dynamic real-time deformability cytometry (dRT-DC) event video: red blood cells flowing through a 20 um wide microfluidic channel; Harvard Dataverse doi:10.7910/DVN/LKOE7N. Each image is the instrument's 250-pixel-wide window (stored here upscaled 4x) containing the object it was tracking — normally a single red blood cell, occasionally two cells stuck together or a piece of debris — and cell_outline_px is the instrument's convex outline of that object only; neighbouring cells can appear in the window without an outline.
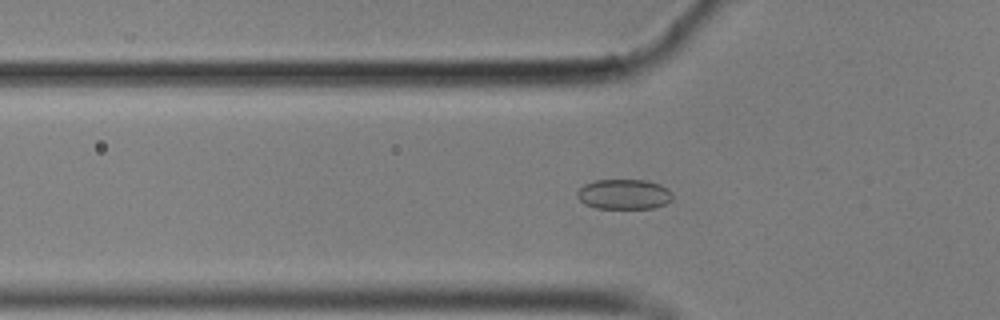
{"species": "common noctule bat (a hibernating species)", "species_latin": "Nyctalus noctula", "temperature_condition": "cold", "stored_images_in_passage": 57, "camera_frame_rate_fps": 3000, "um_per_image_px": 0.085, "animal": {"sex": "male", "body_mass_g": 17.9}, "frame": {"image": 1, "passage_image": 19, "time_ms": 6.0, "image_size_px": [1000, 320], "cell_outline_px": [[672, 200], [656, 208], [596, 208], [584, 204], [576, 196], [576, 192], [584, 184], [596, 180], [648, 180], [660, 184], [668, 188], [672, 192]], "centroid_in_image_um": [53.05, 16.51], "position_along_channel_um": 72.8, "area_um2": 16.88}}
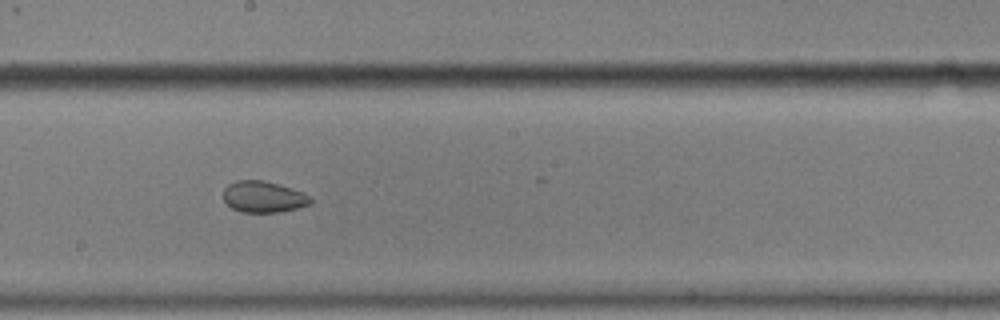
{"frame": {"image": 2, "passage_image": 32, "time_ms": 10.333, "image_size_px": [1000, 320], "cell_outline_px": [[312, 200], [308, 204], [296, 208], [280, 212], [244, 212], [232, 208], [224, 200], [224, 188], [228, 184], [236, 180], [264, 180], [280, 184], [304, 192], [312, 196]], "centroid_in_image_um": [22.41, 16.71], "position_along_channel_um": 225.8, "area_um2": 15.95}}
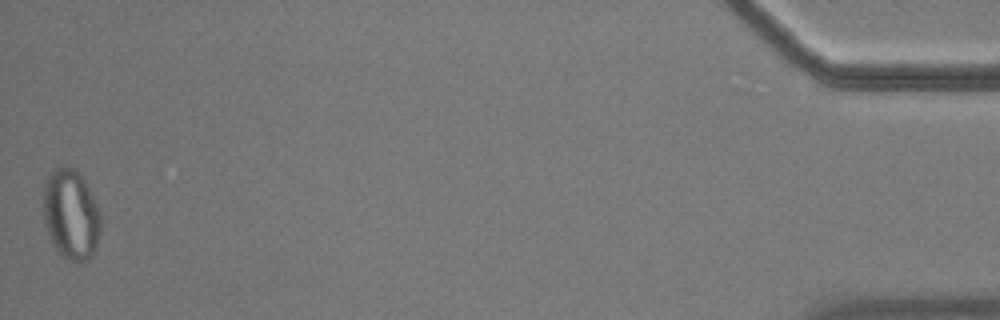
{"frame": {"image": 3, "passage_image": 57, "time_ms": 18.667, "image_size_px": [1000, 320], "cell_outline_px": [[104, 220], [96, 248], [92, 256], [88, 260], [76, 264], [60, 256], [56, 252], [44, 224], [44, 180], [56, 168], [64, 164], [76, 168], [84, 180], [96, 200]], "centroid_in_image_um": [6.07, 18.26], "position_along_channel_um": 429.1, "area_um2": 31.27}, "authors_computed_cell_mechanics": {"area_um2": 18.4382, "velocity_mm_per_s": 3.5168, "shape_relaxation_time_tau1_ms": null, "shape_relaxation_time_tau2_ms": 1.6355, "deformation_change_tau1": null, "deformation_change_tau2": 0.0401}}